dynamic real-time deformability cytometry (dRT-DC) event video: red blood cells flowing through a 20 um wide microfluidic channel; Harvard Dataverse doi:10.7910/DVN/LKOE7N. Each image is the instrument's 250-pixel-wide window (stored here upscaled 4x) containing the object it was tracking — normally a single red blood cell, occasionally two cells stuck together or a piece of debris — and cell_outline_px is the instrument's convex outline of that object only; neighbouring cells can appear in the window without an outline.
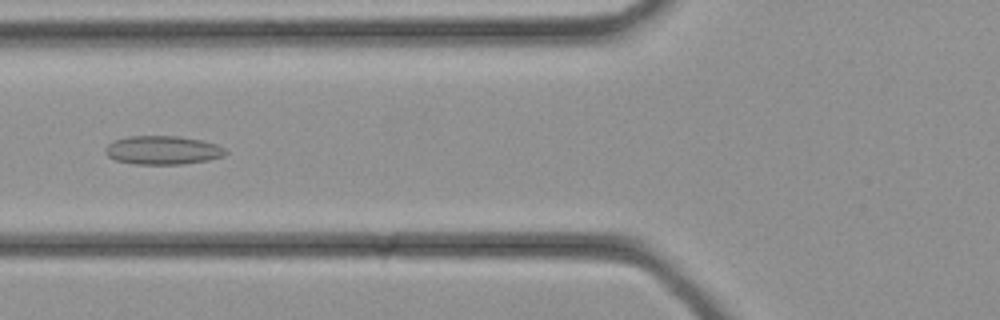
{"species": "common noctule bat (a hibernating species)", "species_latin": "Nyctalus noctula", "temperature_condition": "cold", "stored_images_in_passage": 27, "camera_frame_rate_fps": 3000, "um_per_image_px": 0.085, "animal": {"sex": "female", "body_mass_g": 21.9}, "frame": {"image": 1, "passage_image": 6, "time_ms": 1.667, "image_size_px": [1000, 320], "cell_outline_px": [[228, 152], [224, 156], [208, 160], [180, 164], [136, 164], [116, 160], [108, 156], [104, 152], [104, 148], [112, 140], [128, 136], [176, 136], [204, 140], [216, 144], [224, 148]], "centroid_in_image_um": [13.82, 12.75], "position_along_channel_um": 112.0, "area_um2": 20.17}}
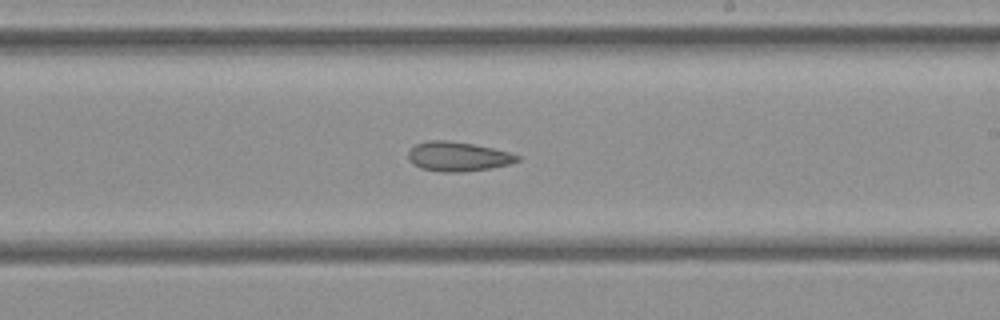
{"frame": {"image": 2, "passage_image": 13, "time_ms": 4.0, "image_size_px": [1000, 320], "cell_outline_px": [[520, 160], [508, 164], [492, 168], [464, 172], [440, 172], [420, 168], [412, 164], [408, 160], [408, 152], [416, 144], [428, 140], [448, 140], [472, 144], [492, 148], [508, 152], [520, 156]], "centroid_in_image_um": [38.89, 13.31], "position_along_channel_um": 250.1, "area_um2": 18.79}}
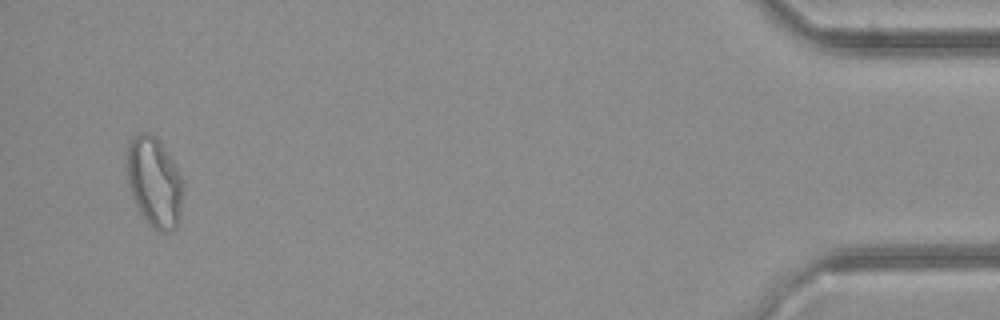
{"frame": {"image": 3, "passage_image": 26, "time_ms": 8.333, "image_size_px": [1000, 320], "cell_outline_px": [[184, 188], [180, 220], [176, 228], [164, 232], [160, 232], [148, 224], [140, 212], [132, 196], [124, 164], [128, 144], [132, 136], [140, 132], [148, 132], [160, 144], [184, 180]], "centroid_in_image_um": [13.11, 15.5], "position_along_channel_um": 422.1, "area_um2": 29.65}}